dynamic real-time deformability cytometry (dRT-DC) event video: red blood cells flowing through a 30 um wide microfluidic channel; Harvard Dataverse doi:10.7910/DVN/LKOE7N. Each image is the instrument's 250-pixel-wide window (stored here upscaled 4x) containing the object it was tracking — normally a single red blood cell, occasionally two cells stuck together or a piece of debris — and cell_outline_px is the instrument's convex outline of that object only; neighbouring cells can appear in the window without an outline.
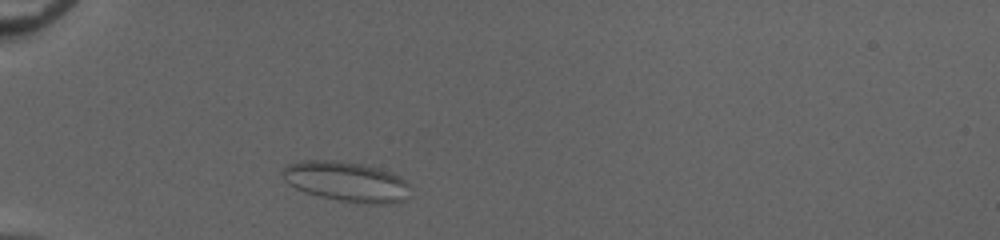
{"species": "common noctule bat (a hibernating species)", "species_latin": "Nyctalus noctula", "temperature_condition": "cold", "stored_images_in_passage": 40, "camera_frame_rate_fps": 3000, "um_per_image_px": 0.085, "animal": {"sex": "female", "body_mass_g": 20.0, "forearm_length_mm": 54.0}, "frame": {"image": 1, "passage_image": 4, "time_ms": 1.0, "image_size_px": [1000, 240], "cell_outline_px": [[408, 184], [404, 200], [388, 204], [372, 204], [340, 200], [320, 196], [304, 192], [288, 184], [284, 180], [284, 168], [288, 164], [300, 160], [336, 160], [360, 164], [376, 168], [388, 172], [404, 180]], "centroid_in_image_um": [29.38, 15.43], "position_along_channel_um": 55.6, "area_um2": 29.13}}
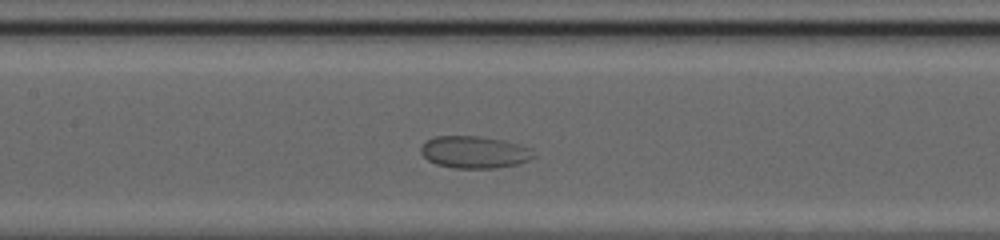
{"frame": {"image": 2, "passage_image": 14, "time_ms": 4.333, "image_size_px": [1000, 240], "cell_outline_px": [[536, 156], [532, 160], [516, 164], [496, 168], [456, 168], [436, 164], [428, 160], [420, 152], [420, 148], [424, 140], [436, 136], [480, 136], [504, 140], [532, 148]], "centroid_in_image_um": [40.34, 12.92], "position_along_channel_um": 167.1, "area_um2": 21.39}}
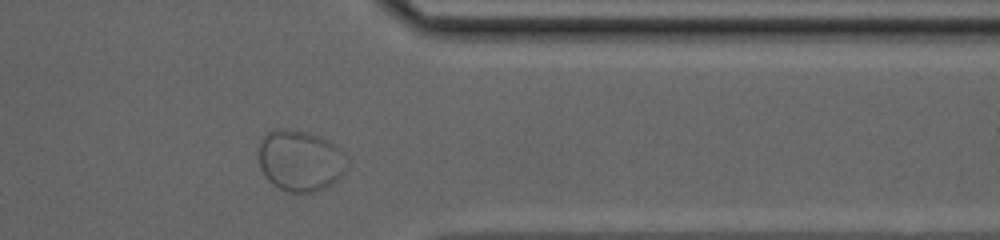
{"frame": {"image": 3, "passage_image": 31, "time_ms": 10.0, "image_size_px": [1000, 240], "cell_outline_px": [[344, 172], [332, 184], [324, 188], [312, 192], [288, 192], [272, 184], [264, 176], [260, 168], [260, 136], [272, 128], [288, 128], [320, 136], [340, 148], [344, 152]], "centroid_in_image_um": [25.46, 13.63], "position_along_channel_um": 385.9, "area_um2": 31.44}}